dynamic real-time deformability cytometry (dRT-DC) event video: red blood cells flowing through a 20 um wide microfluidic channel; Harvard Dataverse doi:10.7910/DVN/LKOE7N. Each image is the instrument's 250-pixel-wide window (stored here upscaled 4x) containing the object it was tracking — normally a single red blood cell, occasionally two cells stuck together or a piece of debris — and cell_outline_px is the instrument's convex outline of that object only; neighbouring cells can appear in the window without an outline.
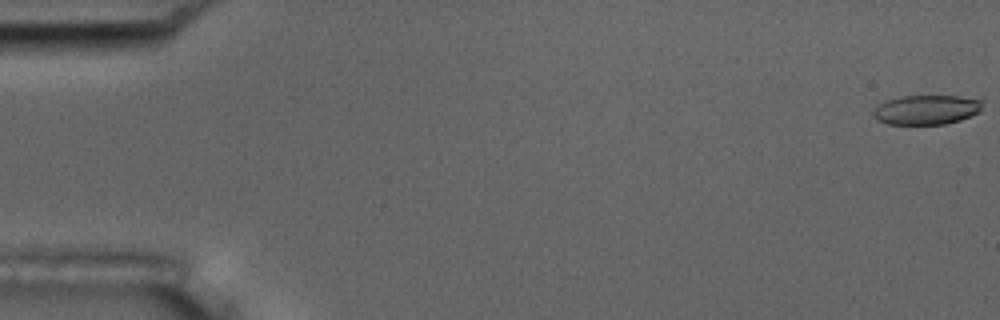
{"species": "common noctule bat (a hibernating species)", "species_latin": "Nyctalus noctula", "temperature_condition": "room temperature", "stored_images_in_passage": 54, "camera_frame_rate_fps": 3000, "um_per_image_px": 0.085, "animal": {"sex": "male", "body_mass_g": 17.5, "forearm_length_mm": 52.3}, "frame": {"image": 1, "passage_image": 1, "time_ms": 0.0, "image_size_px": [1000, 320], "cell_outline_px": [[984, 100], [980, 112], [960, 120], [944, 124], [888, 124], [876, 120], [872, 116], [872, 112], [880, 104], [888, 100], [900, 96], [960, 96]], "centroid_in_image_um": [78.76, 9.33], "position_along_channel_um": 6.2, "area_um2": 18.84}}
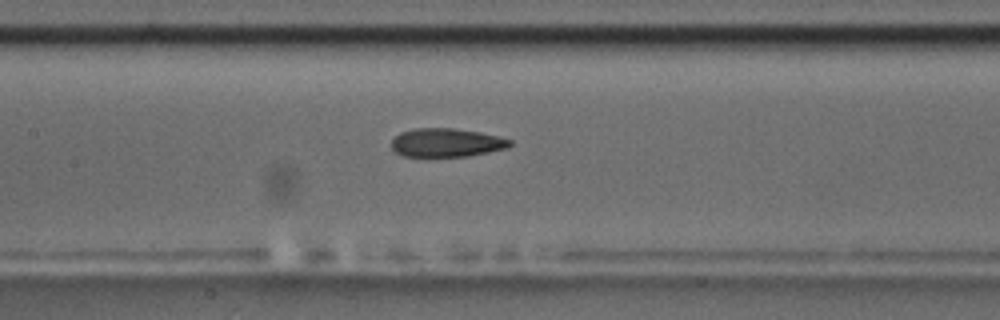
{"frame": {"image": 2, "passage_image": 26, "time_ms": 8.333, "image_size_px": [1000, 320], "cell_outline_px": [[512, 144], [508, 148], [468, 156], [404, 156], [396, 152], [392, 148], [392, 140], [400, 132], [416, 128], [452, 128], [480, 132], [512, 140]], "centroid_in_image_um": [37.96, 12.12], "position_along_channel_um": 169.4, "area_um2": 19.59}}
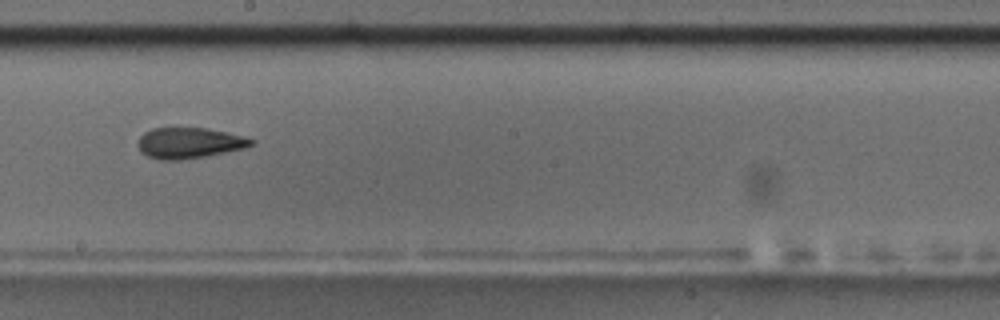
{"frame": {"image": 3, "passage_image": 31, "time_ms": 10.0, "image_size_px": [1000, 320], "cell_outline_px": [[256, 140], [252, 144], [244, 148], [204, 156], [180, 160], [160, 160], [148, 156], [140, 152], [136, 144], [140, 136], [144, 132], [152, 128], [208, 128], [244, 136]], "centroid_in_image_um": [16.04, 12.15], "position_along_channel_um": 232.2, "area_um2": 20.35}, "authors_computed_cell_mechanics": {"area_um2": 20.4901, "velocity_mm_per_s": 3.7847, "shape_relaxation_time_tau1_ms": null, "shape_relaxation_time_tau2_ms": 3.7285, "deformation_change_tau1": null, "deformation_change_tau2": 0.1113}}